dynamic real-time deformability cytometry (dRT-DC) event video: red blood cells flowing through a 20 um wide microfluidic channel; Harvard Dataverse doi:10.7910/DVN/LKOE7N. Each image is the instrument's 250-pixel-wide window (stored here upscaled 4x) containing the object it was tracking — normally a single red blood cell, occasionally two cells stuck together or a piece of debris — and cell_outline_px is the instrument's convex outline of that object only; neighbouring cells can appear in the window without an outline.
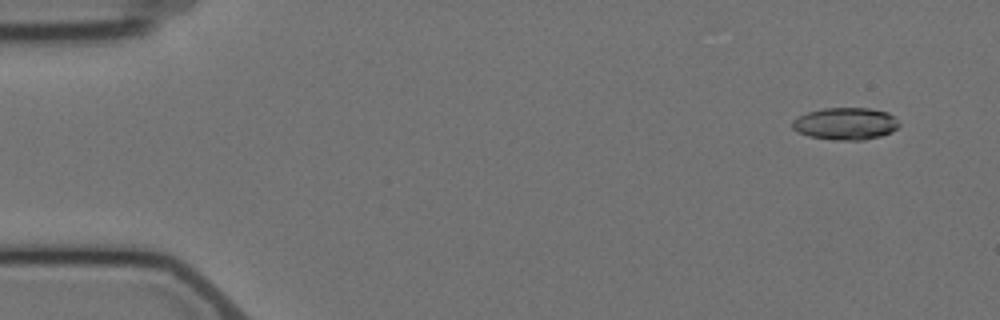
{"species": "Egyptian fruit bat (a non-hibernating species)", "species_latin": "Rousettus aegyptiacus", "temperature_condition": "cold", "stored_images_in_passage": 4, "camera_frame_rate_fps": 3000, "um_per_image_px": 0.085, "animal": {"sex": "female"}, "frame": {"image": 1, "passage_image": 1, "time_ms": 0.0, "image_size_px": [1000, 320], "cell_outline_px": [[900, 124], [892, 132], [880, 136], [864, 140], [836, 140], [808, 136], [796, 132], [792, 128], [792, 120], [808, 112], [824, 108], [868, 108], [888, 112]], "centroid_in_image_um": [71.85, 10.52], "position_along_channel_um": 13.2, "area_um2": 20.0}}
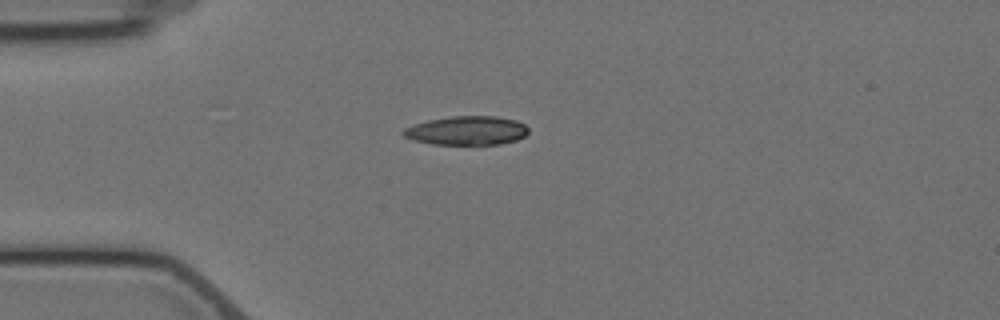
{"frame": {"image": 2, "passage_image": 4, "time_ms": 3.667, "image_size_px": [1000, 320], "cell_outline_px": [[528, 132], [524, 136], [516, 140], [500, 144], [432, 144], [416, 140], [404, 136], [400, 132], [404, 128], [428, 120], [452, 116], [496, 116], [516, 120], [524, 124], [528, 128]], "centroid_in_image_um": [39.69, 11.09], "position_along_channel_um": 45.3, "area_um2": 20.92}}